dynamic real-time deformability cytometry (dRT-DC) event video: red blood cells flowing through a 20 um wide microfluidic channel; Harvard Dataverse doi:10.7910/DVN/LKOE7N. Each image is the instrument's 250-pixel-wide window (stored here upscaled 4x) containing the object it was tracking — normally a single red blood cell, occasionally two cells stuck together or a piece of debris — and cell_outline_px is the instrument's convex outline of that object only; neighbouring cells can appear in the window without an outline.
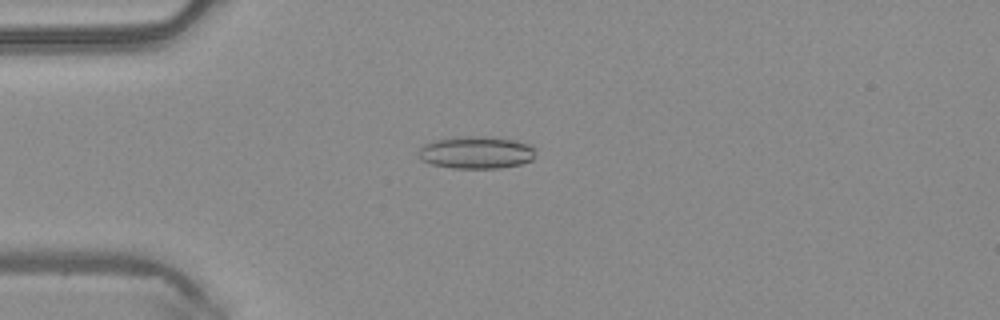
{"species": "common noctule bat (a hibernating species)", "species_latin": "Nyctalus noctula", "temperature_condition": "warm", "stored_images_in_passage": 49, "camera_frame_rate_fps": 3000, "um_per_image_px": 0.085, "animal": {"sex": "male", "body_mass_g": 20.4}, "frame": {"image": 1, "passage_image": 13, "time_ms": 4.0, "image_size_px": [1000, 320], "cell_outline_px": [[536, 148], [532, 160], [520, 164], [500, 168], [452, 168], [432, 164], [420, 160], [416, 152], [424, 144], [436, 140], [468, 136], [484, 136], [516, 140], [532, 144]], "centroid_in_image_um": [40.5, 12.96], "position_along_channel_um": 44.5, "area_um2": 22.25}}
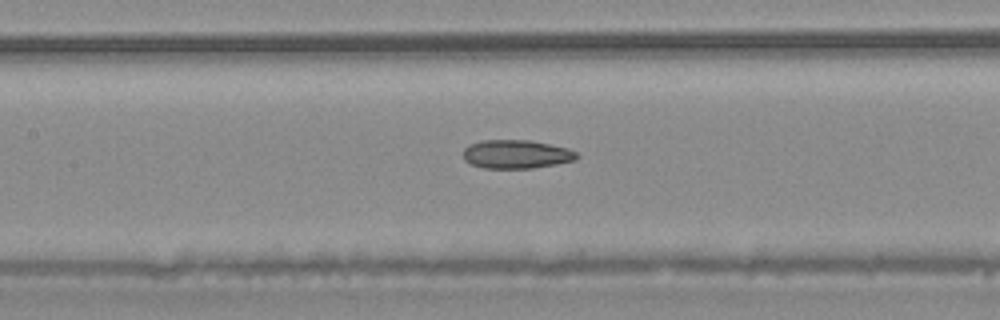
{"frame": {"image": 2, "passage_image": 23, "time_ms": 7.333, "image_size_px": [1000, 320], "cell_outline_px": [[580, 156], [576, 160], [556, 164], [532, 168], [484, 168], [472, 164], [464, 160], [464, 148], [468, 144], [480, 140], [532, 140], [568, 148], [576, 152]], "centroid_in_image_um": [43.9, 13.1], "position_along_channel_um": 163.5, "area_um2": 19.07}}
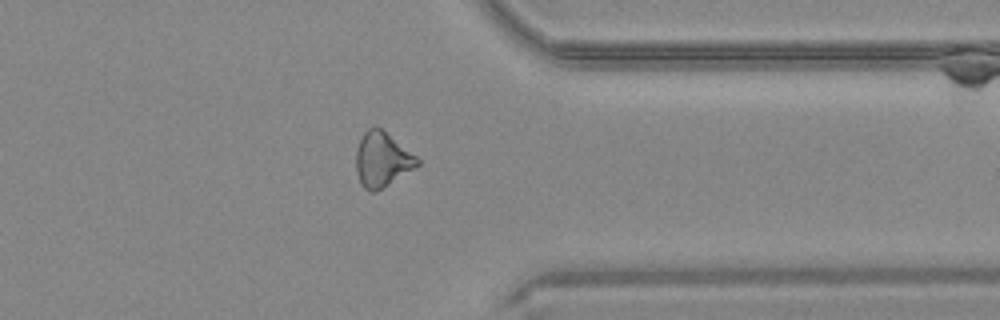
{"frame": {"image": 3, "passage_image": 39, "time_ms": 12.667, "image_size_px": [1000, 320], "cell_outline_px": [[420, 164], [376, 192], [368, 192], [360, 184], [356, 172], [356, 148], [364, 132], [368, 128], [380, 128], [416, 156], [420, 160]], "centroid_in_image_um": [32.44, 13.59], "position_along_channel_um": 379.0, "area_um2": 19.25}, "authors_computed_cell_mechanics": {"area_um2": 19.941, "velocity_mm_per_s": 4.1466, "shape_relaxation_time_tau1_ms": null, "shape_relaxation_time_tau2_ms": 5.8202, "deformation_change_tau1": null, "deformation_change_tau2": 0.167}}